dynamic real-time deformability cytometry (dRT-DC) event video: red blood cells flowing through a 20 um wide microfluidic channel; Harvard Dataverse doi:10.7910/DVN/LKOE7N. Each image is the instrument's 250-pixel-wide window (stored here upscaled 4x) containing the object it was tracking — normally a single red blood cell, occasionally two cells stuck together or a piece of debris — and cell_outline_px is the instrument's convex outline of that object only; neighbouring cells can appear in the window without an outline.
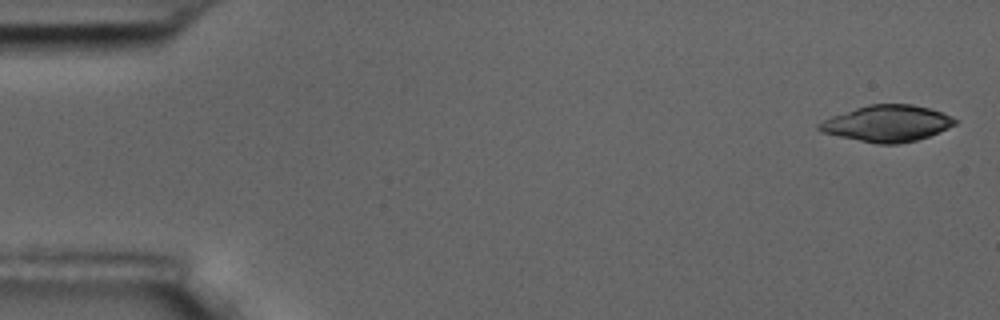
{"species": "common noctule bat (a hibernating species)", "species_latin": "Nyctalus noctula", "temperature_condition": "room temperature", "stored_images_in_passage": 55, "camera_frame_rate_fps": 3000, "um_per_image_px": 0.085, "animal": {"sex": "male", "body_mass_g": 17.5, "forearm_length_mm": 52.3}, "frame": {"image": 1, "passage_image": 1, "time_ms": 0.0, "image_size_px": [1000, 320], "cell_outline_px": [[956, 124], [940, 132], [916, 140], [896, 144], [880, 144], [840, 136], [824, 132], [816, 128], [816, 124], [832, 116], [868, 104], [912, 104], [928, 108], [952, 116], [956, 120]], "centroid_in_image_um": [75.43, 10.48], "position_along_channel_um": 9.6, "area_um2": 28.38}}
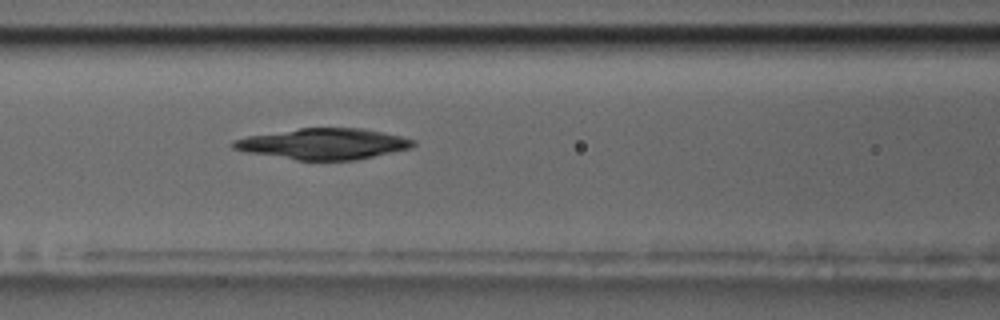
{"frame": {"image": 2, "passage_image": 23, "time_ms": 7.333, "image_size_px": [1000, 320], "cell_outline_px": [[416, 144], [408, 148], [356, 160], [296, 160], [244, 152], [232, 148], [228, 144], [232, 140], [248, 136], [300, 128], [360, 128], [400, 136], [416, 140]], "centroid_in_image_um": [27.41, 12.23], "position_along_channel_um": 139.2, "area_um2": 32.25}}
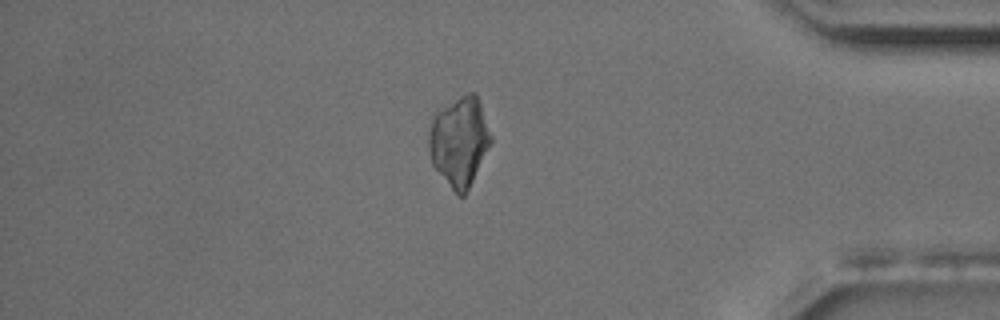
{"frame": {"image": 3, "passage_image": 47, "time_ms": 15.333, "image_size_px": [1000, 320], "cell_outline_px": [[492, 144], [464, 196], [460, 196], [452, 188], [432, 164], [428, 152], [428, 132], [432, 112], [460, 96], [468, 92], [476, 92], [492, 136]], "centroid_in_image_um": [39.03, 11.96], "position_along_channel_um": 396.2, "area_um2": 32.66}}